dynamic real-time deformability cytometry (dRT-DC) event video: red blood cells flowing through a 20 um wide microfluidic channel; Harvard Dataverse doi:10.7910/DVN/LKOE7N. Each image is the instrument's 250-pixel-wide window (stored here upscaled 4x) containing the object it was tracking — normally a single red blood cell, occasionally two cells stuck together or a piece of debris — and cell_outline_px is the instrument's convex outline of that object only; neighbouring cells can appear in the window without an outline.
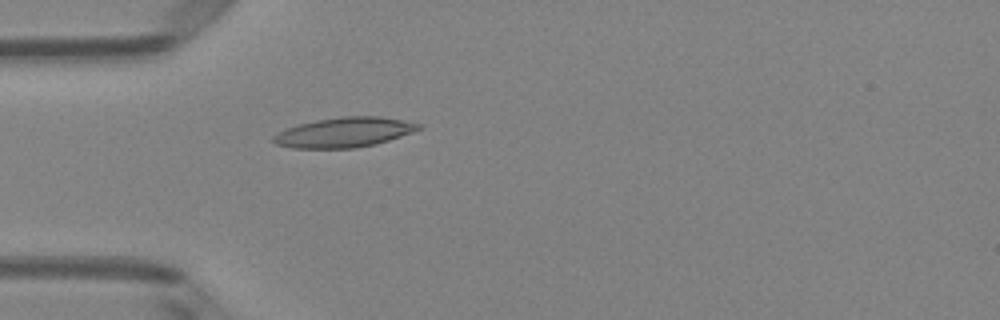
{"species": "Egyptian fruit bat (a non-hibernating species)", "species_latin": "Rousettus aegyptiacus", "temperature_condition": "room temperature", "stored_images_in_passage": 3, "camera_frame_rate_fps": 3000, "um_per_image_px": 0.085, "animal": {"sex": "female"}, "frame": {"image": 1, "passage_image": 3, "time_ms": 0.667, "image_size_px": [1000, 320], "cell_outline_px": [[424, 128], [376, 144], [356, 148], [292, 148], [276, 144], [272, 140], [272, 136], [276, 132], [300, 124], [316, 120], [340, 116], [380, 116], [424, 124]], "centroid_in_image_um": [29.27, 11.24], "position_along_channel_um": 55.7, "area_um2": 25.37}}